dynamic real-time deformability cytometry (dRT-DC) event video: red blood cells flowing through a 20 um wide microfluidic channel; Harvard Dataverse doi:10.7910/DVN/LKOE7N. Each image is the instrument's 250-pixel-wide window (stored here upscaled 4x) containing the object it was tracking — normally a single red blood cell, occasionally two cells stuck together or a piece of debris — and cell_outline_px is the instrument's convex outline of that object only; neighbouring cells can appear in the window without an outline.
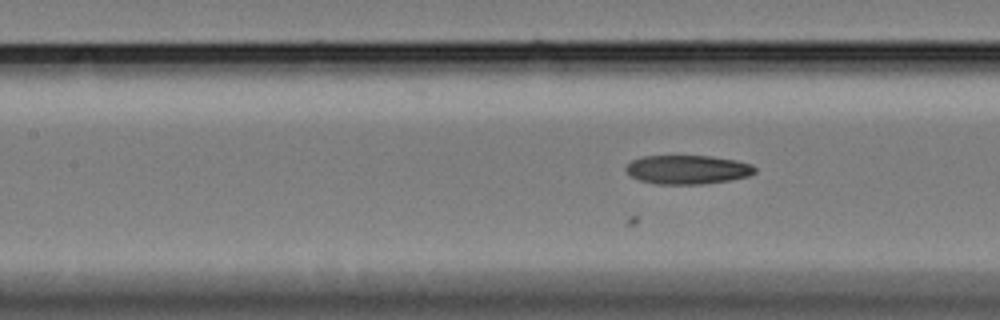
{"species": "Egyptian fruit bat (a non-hibernating species)", "species_latin": "Rousettus aegyptiacus", "temperature_condition": "cold", "stored_images_in_passage": 27, "camera_frame_rate_fps": 3000, "um_per_image_px": 0.085, "animal": {"sex": "female"}, "frame": {"image": 1, "passage_image": 10, "time_ms": 3.0, "image_size_px": [1000, 320], "cell_outline_px": [[756, 172], [748, 176], [728, 180], [704, 184], [656, 184], [640, 180], [632, 176], [624, 168], [632, 160], [644, 156], [712, 156], [736, 160], [752, 164], [756, 168]], "centroid_in_image_um": [58.46, 14.41], "position_along_channel_um": 148.9, "area_um2": 21.68}}
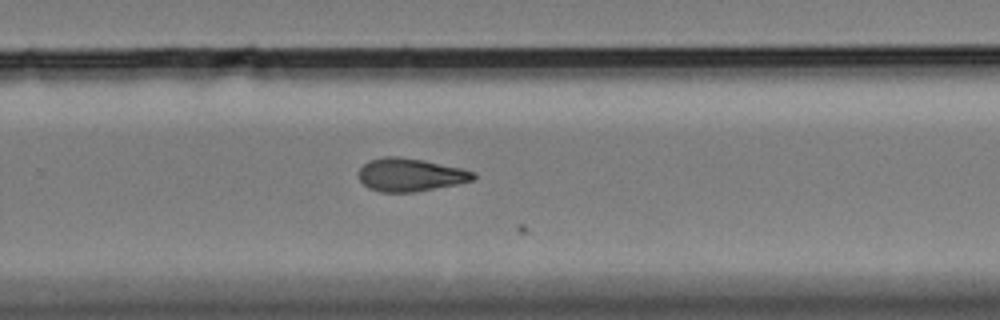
{"frame": {"image": 2, "passage_image": 23, "time_ms": 7.333, "image_size_px": [1000, 320], "cell_outline_px": [[476, 176], [472, 180], [456, 184], [416, 192], [380, 192], [368, 188], [360, 180], [360, 168], [368, 160], [384, 156], [396, 156], [424, 160], [460, 168], [476, 172]], "centroid_in_image_um": [34.86, 14.85], "position_along_channel_um": 294.9, "area_um2": 22.02}}
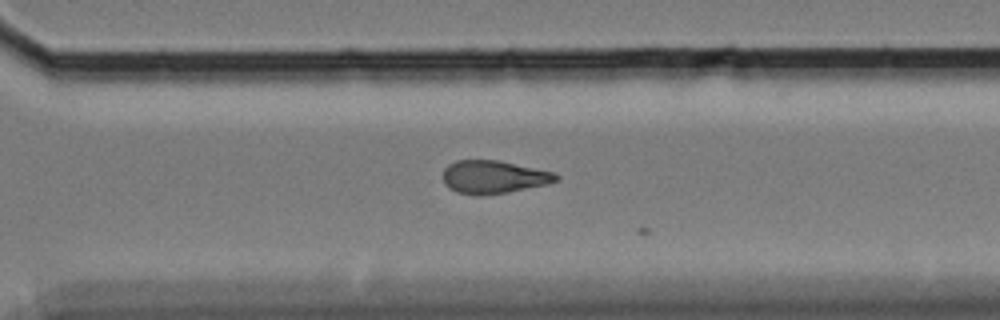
{"frame": {"image": 3, "passage_image": 26, "time_ms": 8.333, "image_size_px": [1000, 320], "cell_outline_px": [[560, 180], [548, 184], [508, 192], [484, 196], [476, 196], [456, 192], [448, 188], [444, 184], [444, 168], [448, 164], [456, 160], [496, 160], [556, 172], [560, 176]], "centroid_in_image_um": [41.97, 15.06], "position_along_channel_um": 328.6, "area_um2": 22.08}}